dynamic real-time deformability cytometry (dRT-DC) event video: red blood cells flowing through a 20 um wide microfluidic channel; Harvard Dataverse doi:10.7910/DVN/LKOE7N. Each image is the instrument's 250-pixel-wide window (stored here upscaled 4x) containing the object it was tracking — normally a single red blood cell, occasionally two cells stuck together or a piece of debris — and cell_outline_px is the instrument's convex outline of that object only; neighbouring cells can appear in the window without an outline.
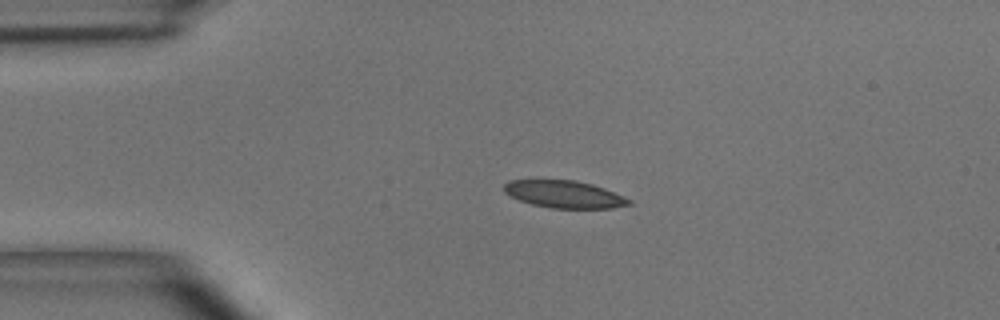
{"species": "common noctule bat (a hibernating species)", "species_latin": "Nyctalus noctula", "temperature_condition": "room temperature", "stored_images_in_passage": 40, "camera_frame_rate_fps": 3000, "um_per_image_px": 0.085, "animal": {"sex": "male", "body_mass_g": 15.6}, "frame": {"image": 1, "passage_image": 1, "time_ms": 0.0, "image_size_px": [1000, 320], "cell_outline_px": [[632, 204], [612, 208], [552, 208], [532, 204], [520, 200], [504, 192], [504, 184], [508, 180], [576, 180], [592, 184], [604, 188], [624, 196], [632, 200]], "centroid_in_image_um": [47.99, 16.51], "position_along_channel_um": 37.0, "area_um2": 19.83}}
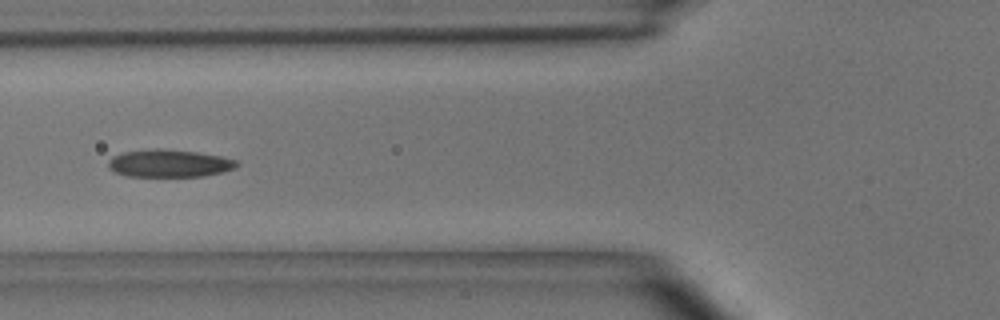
{"frame": {"image": 2, "passage_image": 9, "time_ms": 2.667, "image_size_px": [1000, 320], "cell_outline_px": [[240, 164], [236, 168], [224, 172], [204, 176], [128, 176], [116, 172], [108, 168], [108, 160], [112, 156], [124, 152], [156, 148], [196, 152], [220, 156], [236, 160]], "centroid_in_image_um": [14.4, 13.89], "position_along_channel_um": 111.4, "area_um2": 20.63}}
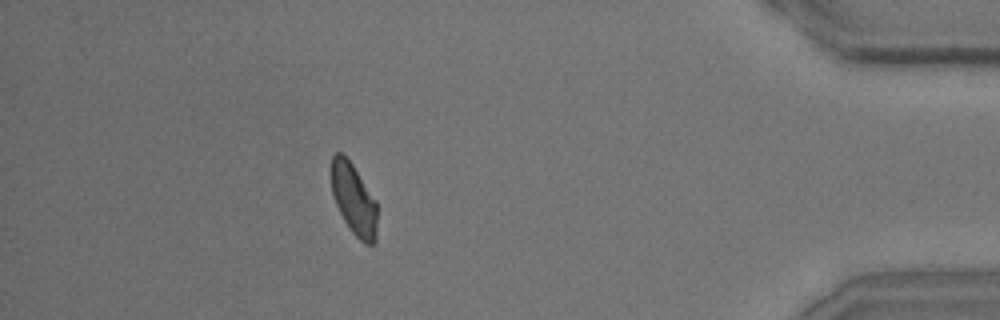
{"frame": {"image": 3, "passage_image": 35, "time_ms": 11.333, "image_size_px": [1000, 320], "cell_outline_px": [[376, 244], [364, 244], [352, 232], [344, 220], [336, 204], [332, 192], [332, 156], [336, 152], [340, 152], [352, 164], [376, 200]], "centroid_in_image_um": [30.08, 16.97], "position_along_channel_um": 405.1, "area_um2": 18.73}, "authors_computed_cell_mechanics": {"area_um2": 20.3745, "velocity_mm_per_s": 3.9467, "shape_relaxation_time_tau1_ms": 5.5783, "shape_relaxation_time_tau2_ms": 3.2525, "deformation_change_tau1": 0.1348, "deformation_change_tau2": 0.0848}}